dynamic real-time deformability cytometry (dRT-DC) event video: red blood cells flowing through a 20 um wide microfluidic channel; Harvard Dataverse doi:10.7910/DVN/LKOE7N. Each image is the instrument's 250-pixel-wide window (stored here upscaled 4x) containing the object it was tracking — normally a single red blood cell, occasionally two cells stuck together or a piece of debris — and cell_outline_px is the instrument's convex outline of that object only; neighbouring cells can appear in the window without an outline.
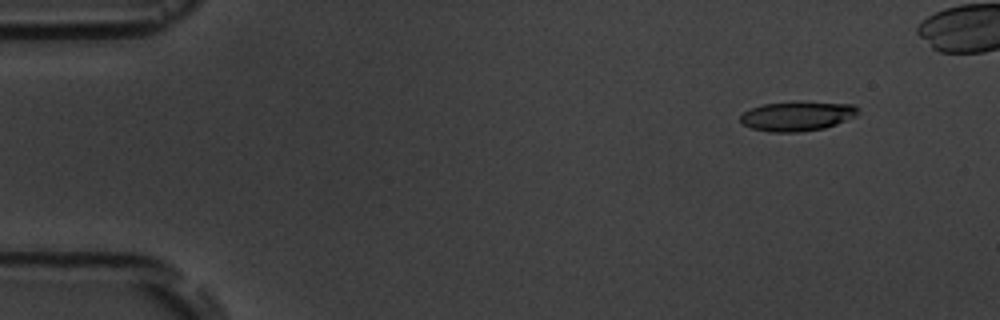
{"species": "common noctule bat (a hibernating species)", "species_latin": "Nyctalus noctula", "temperature_condition": "room temperature", "stored_images_in_passage": 5, "camera_frame_rate_fps": 3000, "um_per_image_px": 0.085, "animal": {"sex": "male", "body_mass_g": 19.5, "forearm_length_mm": 54.6}, "frame": {"image": 1, "passage_image": 2, "time_ms": 1.0, "image_size_px": [1000, 320], "cell_outline_px": [[860, 112], [856, 116], [836, 124], [824, 128], [800, 132], [768, 132], [752, 128], [744, 124], [740, 120], [740, 116], [744, 112], [752, 108], [764, 104], [852, 104], [860, 108]], "centroid_in_image_um": [67.77, 9.92], "position_along_channel_um": 17.2, "area_um2": 19.36}}